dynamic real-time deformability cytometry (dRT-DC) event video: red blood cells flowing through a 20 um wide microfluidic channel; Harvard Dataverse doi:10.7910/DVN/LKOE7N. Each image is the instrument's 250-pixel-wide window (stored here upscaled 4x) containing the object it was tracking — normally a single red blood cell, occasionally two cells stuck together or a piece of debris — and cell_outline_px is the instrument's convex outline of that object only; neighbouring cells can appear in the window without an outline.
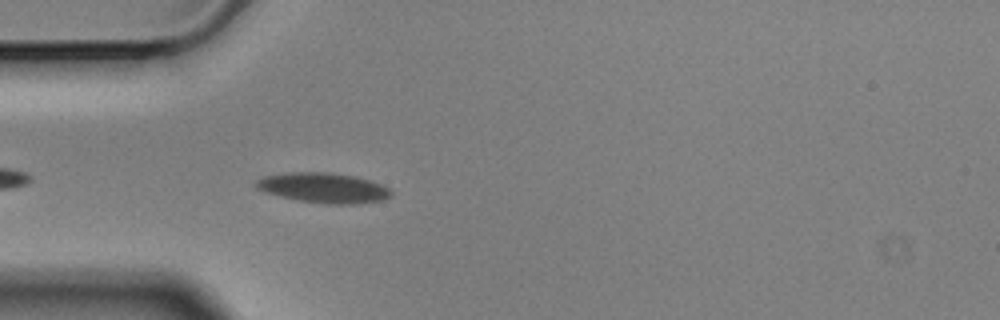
{"species": "Egyptian fruit bat (a non-hibernating species)", "species_latin": "Rousettus aegyptiacus", "temperature_condition": "cold", "stored_images_in_passage": 5, "camera_frame_rate_fps": 3000, "um_per_image_px": 0.085, "animal": {"sex": "male"}, "frame": {"image": 1, "passage_image": 5, "time_ms": 1.333, "image_size_px": [1000, 320], "cell_outline_px": [[392, 196], [384, 200], [356, 204], [324, 204], [300, 200], [280, 196], [264, 192], [256, 188], [252, 184], [256, 180], [264, 176], [284, 172], [332, 172], [356, 176], [380, 184], [388, 188], [392, 192]], "centroid_in_image_um": [27.47, 15.96], "position_along_channel_um": 57.5, "area_um2": 23.93}}